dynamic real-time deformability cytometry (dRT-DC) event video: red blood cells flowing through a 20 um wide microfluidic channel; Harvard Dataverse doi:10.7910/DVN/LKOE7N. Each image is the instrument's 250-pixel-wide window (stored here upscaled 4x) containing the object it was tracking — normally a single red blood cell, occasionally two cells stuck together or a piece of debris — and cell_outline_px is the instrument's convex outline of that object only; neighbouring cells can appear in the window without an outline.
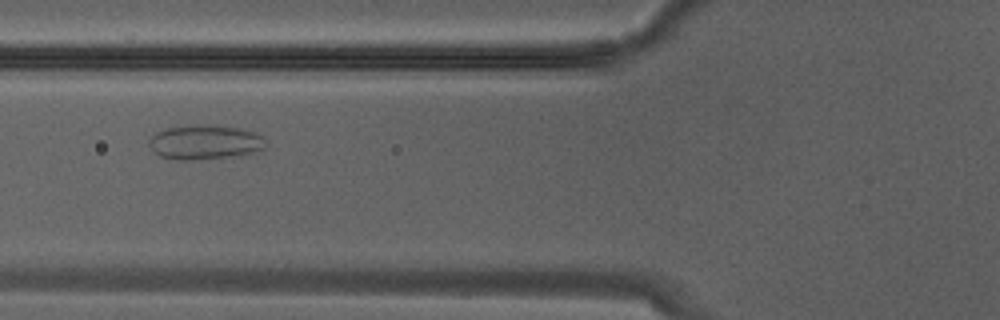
{"species": "Egyptian fruit bat (a non-hibernating species)", "species_latin": "Rousettus aegyptiacus", "temperature_condition": "warm", "stored_images_in_passage": 10, "camera_frame_rate_fps": 3000, "um_per_image_px": 0.085, "animal": {"sex": "male"}, "frame": {"image": 1, "passage_image": 5, "time_ms": 1.333, "image_size_px": [1000, 320], "cell_outline_px": [[264, 148], [240, 156], [192, 160], [180, 160], [160, 156], [152, 152], [148, 144], [148, 140], [156, 132], [168, 128], [196, 124], [212, 124], [240, 128], [256, 132], [264, 136]], "centroid_in_image_um": [17.41, 12.08], "position_along_channel_um": 108.4, "area_um2": 23.81}}
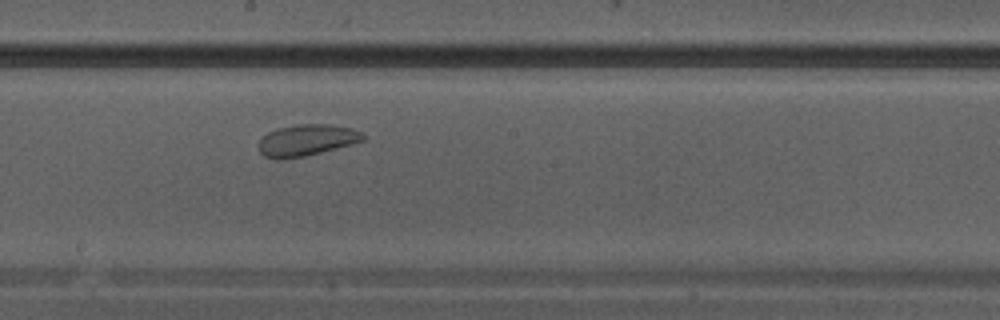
{"frame": {"image": 2, "passage_image": 10, "time_ms": 3.0, "image_size_px": [1000, 320], "cell_outline_px": [[364, 140], [352, 144], [304, 156], [264, 156], [260, 152], [256, 144], [268, 132], [276, 128], [296, 124], [328, 124], [352, 128], [360, 132], [364, 136]], "centroid_in_image_um": [26.07, 11.87], "position_along_channel_um": 222.1, "area_um2": 18.55}}